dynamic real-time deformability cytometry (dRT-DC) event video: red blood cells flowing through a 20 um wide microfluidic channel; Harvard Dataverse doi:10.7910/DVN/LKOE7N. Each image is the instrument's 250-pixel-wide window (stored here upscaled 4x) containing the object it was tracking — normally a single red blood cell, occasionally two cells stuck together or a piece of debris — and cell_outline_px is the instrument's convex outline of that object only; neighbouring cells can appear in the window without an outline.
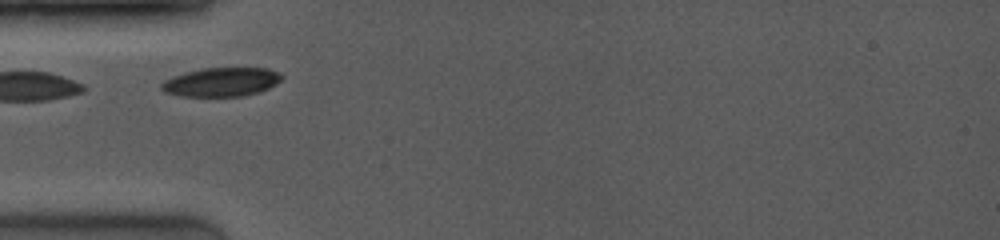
{"species": "common noctule bat (a hibernating species)", "species_latin": "Nyctalus noctula", "temperature_condition": "room temperature", "stored_images_in_passage": 7, "camera_frame_rate_fps": 4000, "um_per_image_px": 0.085, "animal": {"sex": "female", "body_mass_g": 19.0, "forearm_length_mm": 53.3}, "frame": {"image": 1, "passage_image": 1, "time_ms": 0.0, "image_size_px": [1000, 240], "cell_outline_px": [[284, 76], [276, 84], [260, 92], [244, 96], [180, 96], [164, 92], [160, 88], [160, 84], [164, 80], [172, 76], [200, 68], [268, 68], [280, 72]], "centroid_in_image_um": [18.81, 6.97], "position_along_channel_um": 66.2, "area_um2": 20.46}}